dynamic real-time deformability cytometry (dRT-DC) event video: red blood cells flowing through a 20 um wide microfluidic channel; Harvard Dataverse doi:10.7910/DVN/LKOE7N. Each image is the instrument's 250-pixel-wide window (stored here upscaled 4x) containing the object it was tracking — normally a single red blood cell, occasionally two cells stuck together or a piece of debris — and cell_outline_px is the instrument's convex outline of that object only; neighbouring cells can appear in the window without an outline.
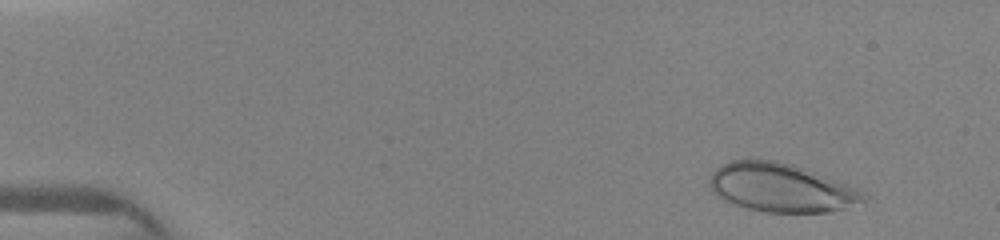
{"species": "human", "species_latin": "Homo sapiens", "temperature_condition": "warm", "stored_images_in_passage": 56, "camera_frame_rate_fps": 3000, "um_per_image_px": 0.085, "donor": {"sex": "female"}, "frame": {"image": 1, "passage_image": 2, "time_ms": 0.667, "image_size_px": [1000, 240], "cell_outline_px": [[868, 196], [864, 200], [844, 208], [828, 212], [764, 212], [748, 208], [724, 200], [712, 188], [708, 180], [712, 172], [716, 168], [732, 160], [776, 160], [792, 164], [804, 168], [848, 184], [864, 192]], "centroid_in_image_um": [66.4, 15.95], "position_along_channel_um": 18.6, "area_um2": 43.06}}
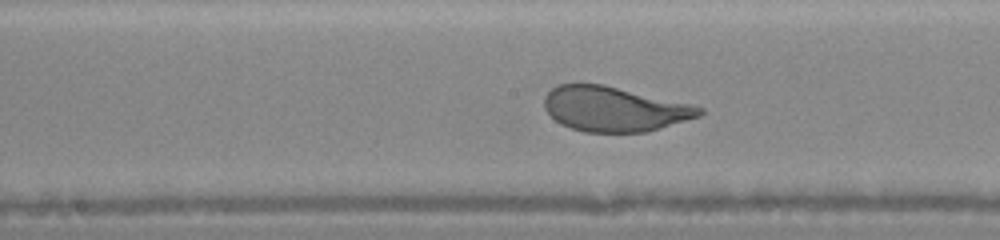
{"frame": {"image": 2, "passage_image": 27, "time_ms": 7.333, "image_size_px": [1000, 240], "cell_outline_px": [[704, 112], [700, 116], [648, 132], [584, 132], [560, 124], [544, 108], [544, 96], [556, 84], [604, 84], [688, 104], [704, 108]], "centroid_in_image_um": [52.19, 9.27], "position_along_channel_um": 196.0, "area_um2": 40.29}}
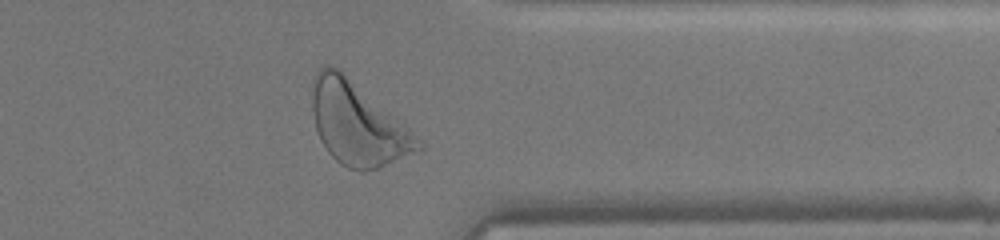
{"frame": {"image": 3, "passage_image": 46, "time_ms": 11.667, "image_size_px": [1000, 240], "cell_outline_px": [[424, 148], [420, 152], [376, 168], [348, 168], [340, 164], [328, 152], [320, 140], [316, 128], [312, 112], [312, 80], [316, 72], [324, 64], [332, 64], [340, 68], [424, 144]], "centroid_in_image_um": [30.34, 10.48], "position_along_channel_um": 381.1, "area_um2": 50.29}}